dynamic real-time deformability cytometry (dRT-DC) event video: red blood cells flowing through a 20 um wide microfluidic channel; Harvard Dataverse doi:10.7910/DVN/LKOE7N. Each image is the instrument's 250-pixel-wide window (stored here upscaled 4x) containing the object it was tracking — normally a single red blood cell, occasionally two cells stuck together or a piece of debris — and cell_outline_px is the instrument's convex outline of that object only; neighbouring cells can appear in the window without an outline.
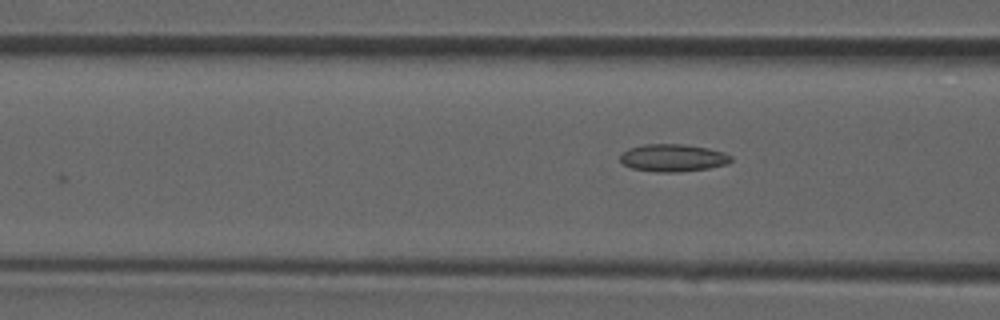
{"species": "common noctule bat (a hibernating species)", "species_latin": "Nyctalus noctula", "temperature_condition": "room temperature", "stored_images_in_passage": 4, "camera_frame_rate_fps": 3000, "um_per_image_px": 0.085, "animal": {"sex": "male", "forearm_length_mm": 52.5}, "frame": {"image": 1, "passage_image": 4, "time_ms": 3.333, "image_size_px": [1000, 320], "cell_outline_px": [[732, 160], [728, 164], [708, 168], [676, 172], [656, 172], [632, 168], [624, 164], [620, 160], [620, 156], [628, 148], [644, 144], [684, 144], [708, 148], [724, 152], [732, 156]], "centroid_in_image_um": [57.22, 13.41], "position_along_channel_um": 109.4, "area_um2": 17.74}}